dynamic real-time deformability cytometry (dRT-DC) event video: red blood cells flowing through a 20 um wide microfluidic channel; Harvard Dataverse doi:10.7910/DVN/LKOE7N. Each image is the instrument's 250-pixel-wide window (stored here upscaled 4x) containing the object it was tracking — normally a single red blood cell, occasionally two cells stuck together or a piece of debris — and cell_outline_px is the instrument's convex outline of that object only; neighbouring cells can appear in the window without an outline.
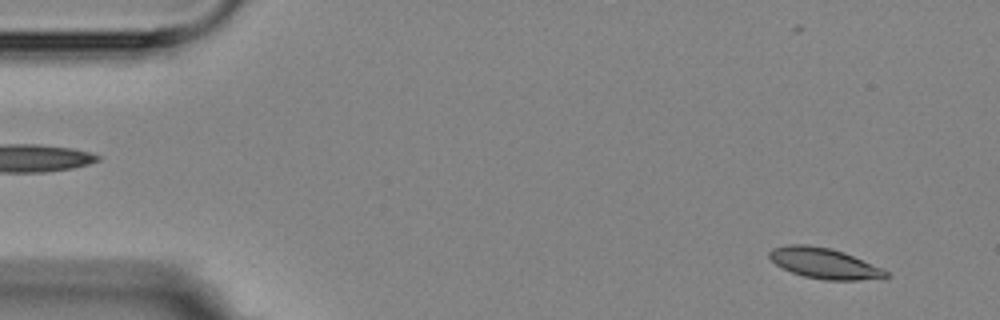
{"species": "Egyptian fruit bat (a non-hibernating species)", "species_latin": "Rousettus aegyptiacus", "temperature_condition": "room temperature", "stored_images_in_passage": 4, "camera_frame_rate_fps": 3000, "um_per_image_px": 0.085, "animal": {"sex": "female"}, "frame": {"image": 1, "passage_image": 1, "time_ms": 0.0, "image_size_px": [1000, 320], "cell_outline_px": [[888, 276], [884, 280], [824, 280], [804, 276], [792, 272], [776, 264], [768, 256], [768, 252], [772, 248], [788, 244], [804, 244], [832, 248], [844, 252], [884, 268], [888, 272]], "centroid_in_image_um": [70.13, 22.39], "position_along_channel_um": 14.9, "area_um2": 21.1}}
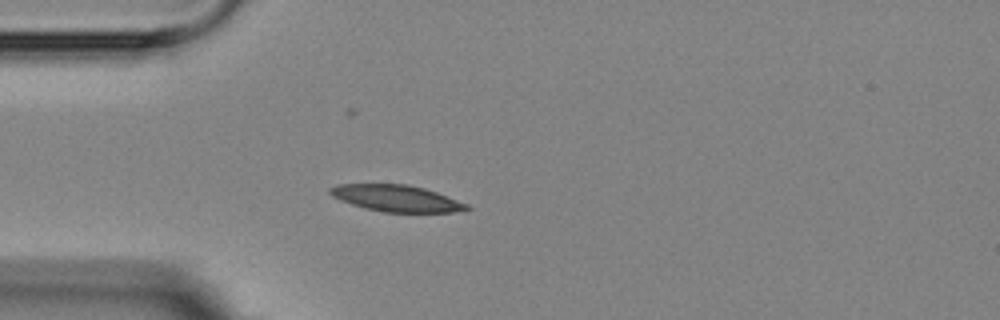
{"frame": {"image": 2, "passage_image": 4, "time_ms": 3.667, "image_size_px": [1000, 320], "cell_outline_px": [[472, 208], [452, 212], [384, 212], [364, 208], [340, 200], [332, 196], [328, 192], [328, 188], [336, 184], [408, 184], [424, 188], [436, 192], [468, 204]], "centroid_in_image_um": [33.66, 16.85], "position_along_channel_um": 51.3, "area_um2": 21.1}}